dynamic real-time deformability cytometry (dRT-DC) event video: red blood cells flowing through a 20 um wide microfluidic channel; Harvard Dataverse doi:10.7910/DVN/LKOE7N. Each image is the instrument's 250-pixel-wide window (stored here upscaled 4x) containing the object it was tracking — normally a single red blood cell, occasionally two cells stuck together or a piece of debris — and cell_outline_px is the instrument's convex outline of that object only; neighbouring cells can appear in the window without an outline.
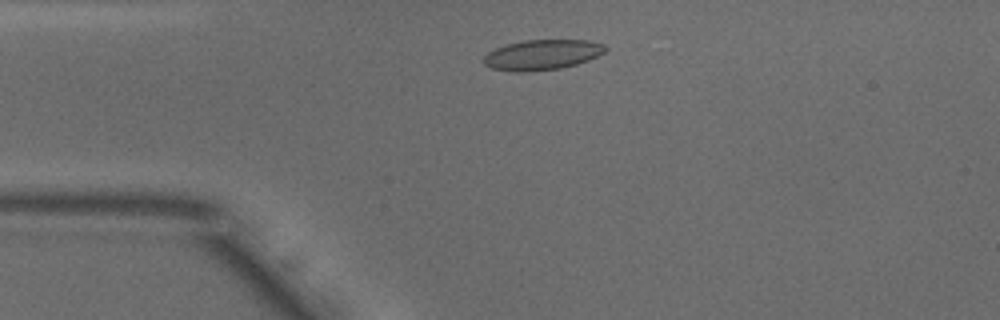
{"species": "common noctule bat (a hibernating species)", "species_latin": "Nyctalus noctula", "temperature_condition": "warm", "stored_images_in_passage": 35, "camera_frame_rate_fps": 3000, "um_per_image_px": 0.085, "animal": {"sex": "male", "body_mass_g": 18.8}, "frame": {"image": 1, "passage_image": 6, "time_ms": 1.667, "image_size_px": [1000, 320], "cell_outline_px": [[608, 48], [604, 52], [588, 60], [576, 64], [560, 68], [524, 72], [516, 72], [492, 68], [484, 64], [484, 56], [488, 52], [496, 48], [508, 44], [524, 40], [588, 40], [604, 44]], "centroid_in_image_um": [46.09, 4.65], "position_along_channel_um": 38.9, "area_um2": 21.27}}
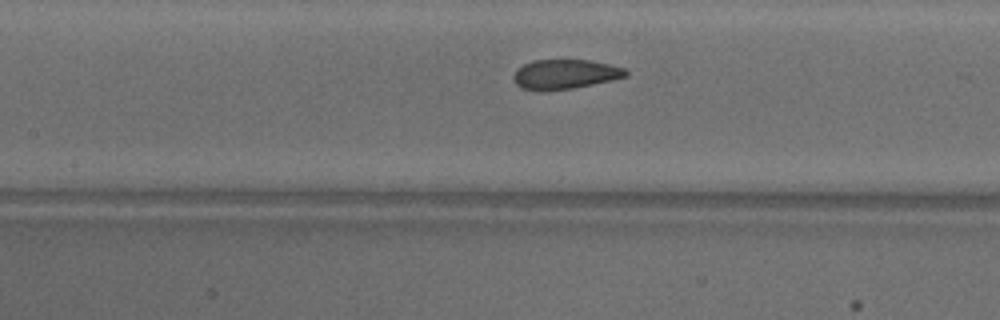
{"frame": {"image": 2, "passage_image": 17, "time_ms": 5.333, "image_size_px": [1000, 320], "cell_outline_px": [[628, 76], [612, 80], [572, 88], [540, 92], [520, 88], [516, 84], [512, 76], [516, 68], [532, 60], [588, 60], [608, 64], [624, 68], [628, 72]], "centroid_in_image_um": [47.97, 6.32], "position_along_channel_um": 159.4, "area_um2": 19.54}}
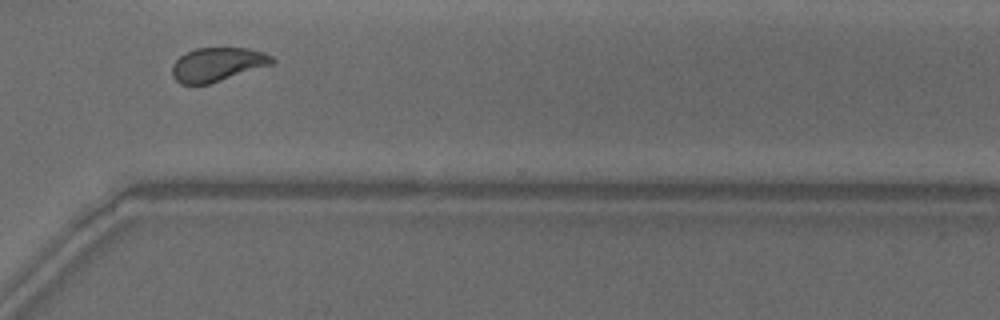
{"frame": {"image": 3, "passage_image": 32, "time_ms": 10.333, "image_size_px": [1000, 320], "cell_outline_px": [[276, 60], [272, 64], [208, 84], [180, 84], [172, 76], [172, 64], [180, 56], [196, 48], [248, 48], [264, 52], [272, 56]], "centroid_in_image_um": [18.47, 5.47], "position_along_channel_um": 352.1, "area_um2": 19.54}, "authors_computed_cell_mechanics": {"area_um2": 20.3456, "velocity_mm_per_s": 3.8616, "shape_relaxation_time_tau1_ms": 4.7743, "shape_relaxation_time_tau2_ms": 0.8147, "deformation_change_tau1": 0.1315, "deformation_change_tau2": 0.0478}}